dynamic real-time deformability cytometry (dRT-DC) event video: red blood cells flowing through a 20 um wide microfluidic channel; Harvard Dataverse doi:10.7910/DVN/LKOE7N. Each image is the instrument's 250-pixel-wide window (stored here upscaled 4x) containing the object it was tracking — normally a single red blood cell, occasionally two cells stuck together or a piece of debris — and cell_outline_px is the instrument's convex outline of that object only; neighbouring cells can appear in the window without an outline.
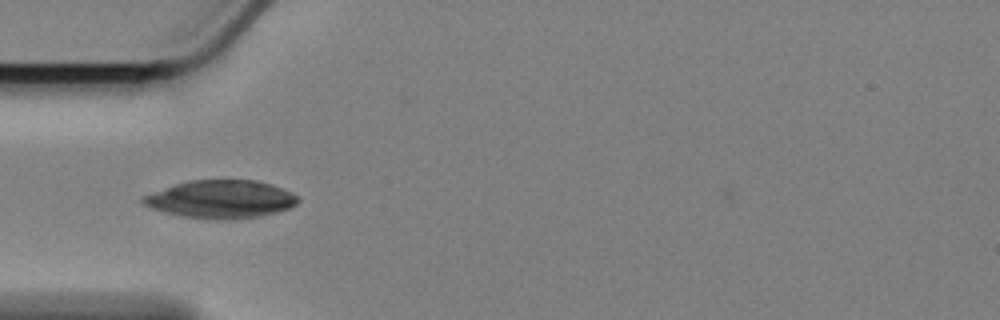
{"species": "Egyptian fruit bat (a non-hibernating species)", "species_latin": "Rousettus aegyptiacus", "temperature_condition": "cold", "stored_images_in_passage": 27, "camera_frame_rate_fps": 3000, "um_per_image_px": 0.085, "animal": {"sex": "female"}, "frame": {"image": 1, "passage_image": 6, "time_ms": 1.667, "image_size_px": [1000, 320], "cell_outline_px": [[300, 200], [296, 204], [288, 208], [276, 212], [260, 216], [232, 220], [224, 220], [180, 216], [148, 208], [140, 200], [140, 196], [188, 180], [256, 180], [272, 184], [292, 192]], "centroid_in_image_um": [18.75, 16.94], "position_along_channel_um": 66.3, "area_um2": 34.45}}